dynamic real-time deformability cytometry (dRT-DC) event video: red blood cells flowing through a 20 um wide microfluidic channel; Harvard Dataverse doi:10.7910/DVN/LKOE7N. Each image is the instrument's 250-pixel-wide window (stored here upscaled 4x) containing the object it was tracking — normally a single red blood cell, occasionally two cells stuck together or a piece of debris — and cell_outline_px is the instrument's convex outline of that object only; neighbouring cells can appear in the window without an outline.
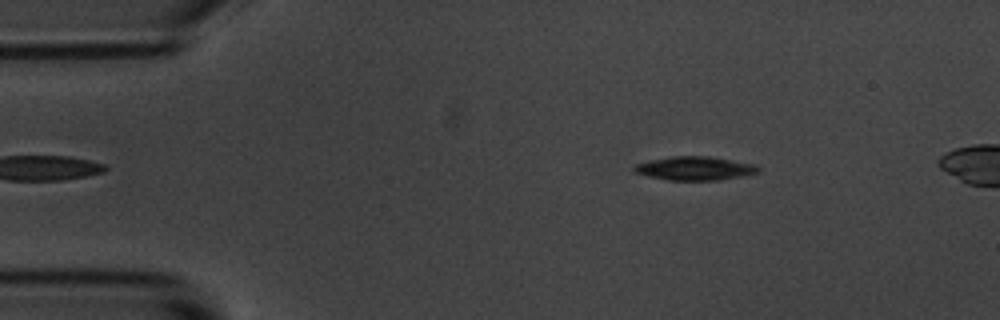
{"species": "common noctule bat (a hibernating species)", "species_latin": "Nyctalus noctula", "temperature_condition": "room temperature", "stored_images_in_passage": 4, "camera_frame_rate_fps": 3000, "um_per_image_px": 0.085, "animal": {"sex": "male", "body_mass_g": 20.1, "forearm_length_mm": 53.5}, "frame": {"image": 1, "passage_image": 4, "time_ms": 4.0, "image_size_px": [1000, 320], "cell_outline_px": [[760, 172], [744, 176], [720, 180], [668, 180], [636, 172], [632, 168], [636, 164], [652, 160], [672, 156], [708, 156], [756, 164], [760, 168]], "centroid_in_image_um": [59.14, 14.31], "position_along_channel_um": 25.9, "area_um2": 16.99}}